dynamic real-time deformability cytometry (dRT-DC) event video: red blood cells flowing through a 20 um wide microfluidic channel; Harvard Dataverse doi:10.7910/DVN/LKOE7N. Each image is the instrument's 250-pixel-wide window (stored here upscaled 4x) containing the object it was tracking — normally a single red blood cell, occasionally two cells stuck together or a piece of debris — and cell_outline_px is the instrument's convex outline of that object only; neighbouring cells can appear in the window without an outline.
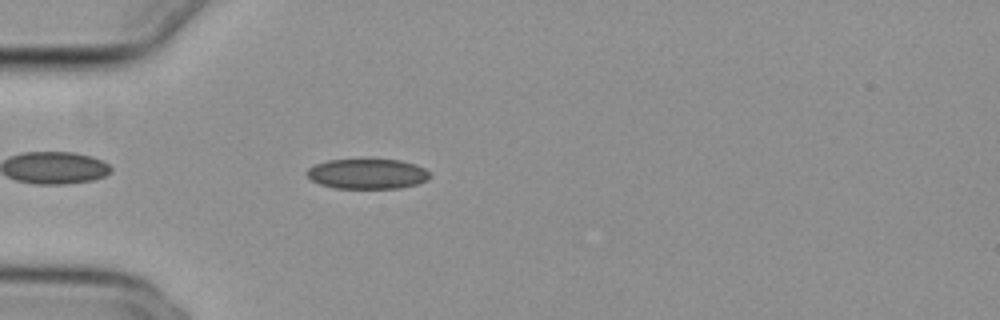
{"species": "common noctule bat (a hibernating species)", "species_latin": "Nyctalus noctula", "temperature_condition": "cold", "stored_images_in_passage": 11, "camera_frame_rate_fps": 3000, "um_per_image_px": 0.085, "animal": {"sex": "female", "body_mass_g": 29.2, "forearm_length_mm": 56.3}, "frame": {"image": 1, "passage_image": 1, "time_ms": 0.0, "image_size_px": [1000, 320], "cell_outline_px": [[432, 176], [428, 180], [416, 184], [400, 188], [336, 188], [320, 184], [312, 180], [304, 172], [308, 168], [316, 164], [328, 160], [368, 156], [400, 160], [416, 164], [424, 168]], "centroid_in_image_um": [31.23, 14.72], "position_along_channel_um": 53.8, "area_um2": 22.54}}
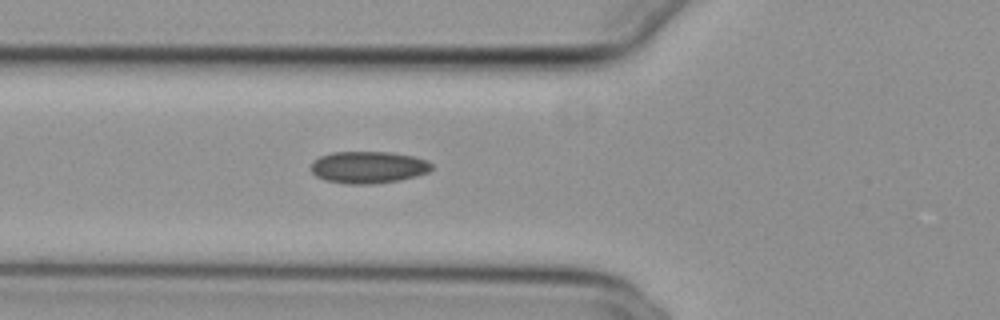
{"frame": {"image": 2, "passage_image": 5, "time_ms": 1.333, "image_size_px": [1000, 320], "cell_outline_px": [[432, 168], [428, 172], [416, 176], [400, 180], [372, 184], [348, 184], [324, 180], [316, 176], [312, 172], [312, 160], [320, 156], [332, 152], [392, 152], [412, 156], [428, 160], [432, 164]], "centroid_in_image_um": [31.3, 14.21], "position_along_channel_um": 94.5, "area_um2": 22.6}}
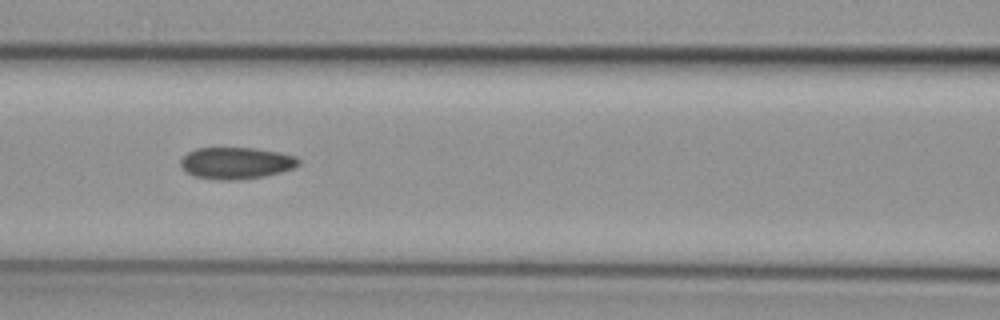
{"frame": {"image": 3, "passage_image": 9, "time_ms": 2.667, "image_size_px": [1000, 320], "cell_outline_px": [[300, 164], [292, 168], [280, 172], [264, 176], [232, 180], [216, 180], [196, 176], [188, 172], [180, 164], [180, 160], [188, 152], [196, 148], [256, 148], [280, 152], [296, 156], [300, 160]], "centroid_in_image_um": [20.09, 13.85], "position_along_channel_um": 146.5, "area_um2": 21.68}}